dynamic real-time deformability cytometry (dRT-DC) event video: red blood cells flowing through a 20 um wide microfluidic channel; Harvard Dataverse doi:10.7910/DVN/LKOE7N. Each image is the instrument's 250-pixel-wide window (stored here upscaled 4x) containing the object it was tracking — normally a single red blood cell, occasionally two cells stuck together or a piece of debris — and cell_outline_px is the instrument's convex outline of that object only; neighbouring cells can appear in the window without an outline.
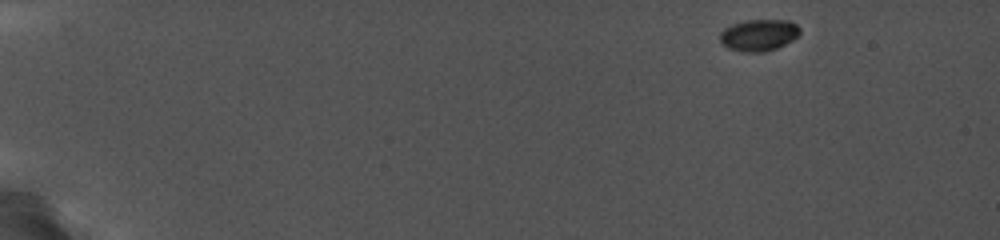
{"species": "common noctule bat (a hibernating species)", "species_latin": "Nyctalus noctula", "temperature_condition": "cold", "stored_images_in_passage": 38, "camera_frame_rate_fps": 5000, "um_per_image_px": 0.085, "animal": {"sex": "female", "body_mass_g": 19.0, "forearm_length_mm": 56.7}, "frame": {"image": 1, "passage_image": 1, "time_ms": 0.0, "image_size_px": [1000, 240], "cell_outline_px": [[800, 32], [792, 40], [776, 48], [764, 52], [744, 52], [728, 48], [720, 40], [720, 32], [724, 28], [732, 24], [744, 20], [788, 20], [796, 24], [800, 28]], "centroid_in_image_um": [64.48, 2.97], "position_along_channel_um": 20.5, "area_um2": 14.68}}
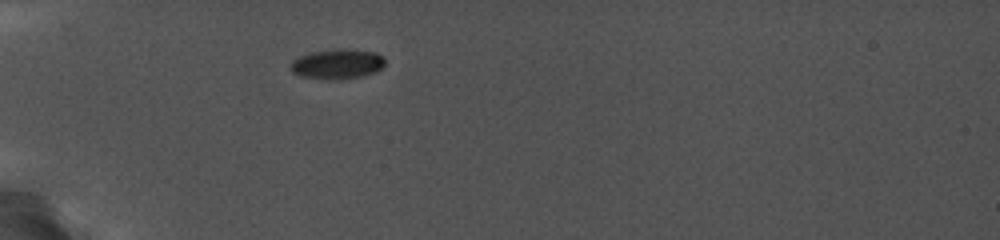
{"frame": {"image": 2, "passage_image": 22, "time_ms": 4.2, "image_size_px": [1000, 240], "cell_outline_px": [[384, 64], [376, 72], [344, 80], [328, 80], [300, 76], [292, 72], [288, 64], [292, 60], [300, 56], [312, 52], [332, 48], [344, 48], [376, 52], [384, 56]], "centroid_in_image_um": [28.64, 5.44], "position_along_channel_um": 56.4, "area_um2": 16.88}}